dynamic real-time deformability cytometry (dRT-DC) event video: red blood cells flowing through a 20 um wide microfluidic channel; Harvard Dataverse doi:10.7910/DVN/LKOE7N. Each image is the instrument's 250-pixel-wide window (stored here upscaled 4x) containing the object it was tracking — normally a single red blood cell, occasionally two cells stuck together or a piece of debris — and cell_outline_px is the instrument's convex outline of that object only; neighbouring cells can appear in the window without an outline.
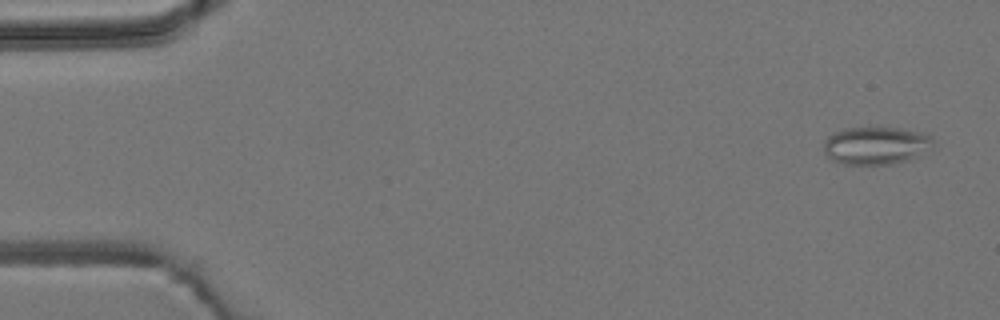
{"species": "common noctule bat (a hibernating species)", "species_latin": "Nyctalus noctula", "temperature_condition": "room temperature", "stored_images_in_passage": 6, "camera_frame_rate_fps": 3000, "um_per_image_px": 0.085, "animal": {"sex": "male", "body_mass_g": 19.2, "forearm_length_mm": 51.8}, "frame": {"image": 1, "passage_image": 1, "time_ms": 0.0, "image_size_px": [1000, 320], "cell_outline_px": [[932, 148], [920, 156], [908, 160], [892, 164], [844, 164], [832, 160], [824, 152], [824, 140], [832, 132], [844, 128], [880, 124], [928, 132], [932, 136]], "centroid_in_image_um": [74.5, 12.3], "position_along_channel_um": 10.5, "area_um2": 25.37}}